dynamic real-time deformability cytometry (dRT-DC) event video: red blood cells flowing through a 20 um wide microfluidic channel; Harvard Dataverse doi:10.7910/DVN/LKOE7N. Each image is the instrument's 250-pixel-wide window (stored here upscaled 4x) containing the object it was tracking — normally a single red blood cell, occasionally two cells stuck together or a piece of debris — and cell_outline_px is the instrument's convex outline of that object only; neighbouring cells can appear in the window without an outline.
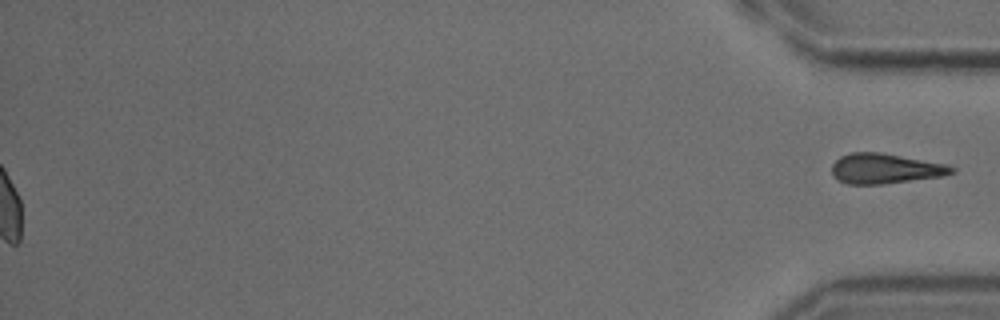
{"species": "common noctule bat (a hibernating species)", "species_latin": "Nyctalus noctula", "temperature_condition": "cold", "stored_images_in_passage": 48, "segment_of_instrument_passage": [2, 2], "camera_frame_rate_fps": 3000, "um_per_image_px": 0.085, "animal": {"sex": "male", "body_mass_g": 18.8}, "frame": {"image": 1, "passage_image": 48, "time_ms": 15.667, "image_size_px": [1000, 320], "cell_outline_px": [[956, 172], [944, 176], [880, 184], [848, 184], [836, 180], [832, 176], [832, 164], [840, 156], [848, 152], [880, 152], [952, 164], [956, 168]], "centroid_in_image_um": [75.28, 14.32], "position_along_channel_um": 359.9, "area_um2": 21.5}}